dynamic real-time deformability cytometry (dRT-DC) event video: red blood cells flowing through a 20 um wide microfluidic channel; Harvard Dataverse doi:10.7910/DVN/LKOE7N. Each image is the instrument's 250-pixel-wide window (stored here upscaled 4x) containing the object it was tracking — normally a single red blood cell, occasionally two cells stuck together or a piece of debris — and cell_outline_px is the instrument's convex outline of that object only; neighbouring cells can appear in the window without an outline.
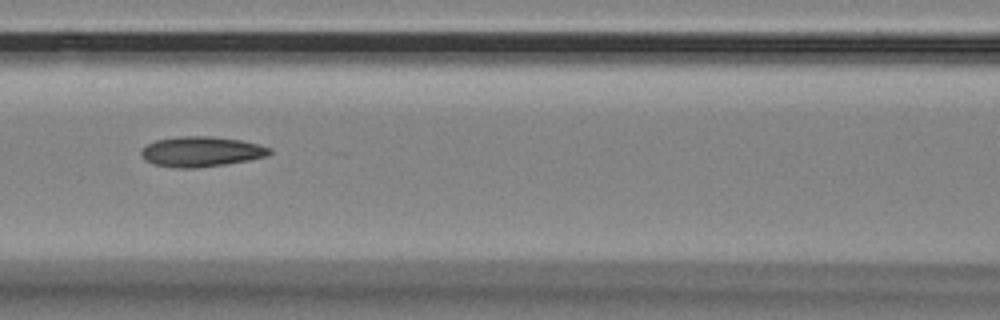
{"species": "Egyptian fruit bat (a non-hibernating species)", "species_latin": "Rousettus aegyptiacus", "temperature_condition": "room temperature", "stored_images_in_passage": 9, "camera_frame_rate_fps": 3000, "um_per_image_px": 0.085, "animal": {"sex": "female"}, "frame": {"image": 1, "passage_image": 9, "time_ms": 2.667, "image_size_px": [1000, 320], "cell_outline_px": [[272, 152], [268, 156], [248, 160], [224, 164], [196, 168], [176, 168], [152, 164], [144, 160], [140, 156], [140, 152], [148, 144], [156, 140], [176, 136], [212, 136], [240, 140], [272, 148]], "centroid_in_image_um": [17.07, 12.89], "position_along_channel_um": 149.5, "area_um2": 22.66}}